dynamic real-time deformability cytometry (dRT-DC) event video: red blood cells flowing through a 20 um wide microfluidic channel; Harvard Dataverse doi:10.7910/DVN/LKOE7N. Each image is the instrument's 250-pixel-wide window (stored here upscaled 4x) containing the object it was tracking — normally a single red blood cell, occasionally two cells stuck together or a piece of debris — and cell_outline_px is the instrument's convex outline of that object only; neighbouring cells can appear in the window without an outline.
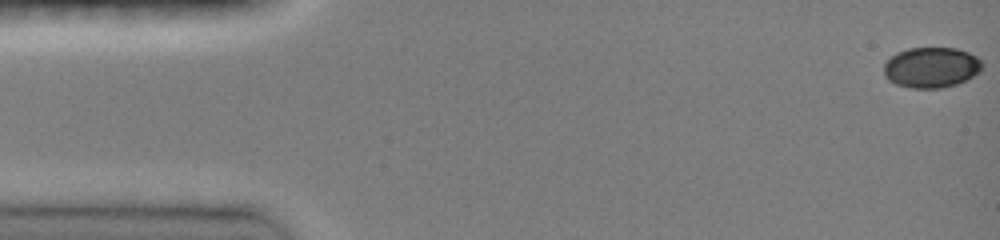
{"species": "common noctule bat (a hibernating species)", "species_latin": "Nyctalus noctula", "temperature_condition": "room temperature", "stored_images_in_passage": 47, "camera_frame_rate_fps": 3000, "um_per_image_px": 0.085, "animal": {"sex": "female", "body_mass_g": 19.0, "forearm_length_mm": 51.5}, "frame": {"image": 1, "passage_image": 1, "time_ms": 0.0, "image_size_px": [1000, 240], "cell_outline_px": [[984, 64], [980, 72], [956, 84], [940, 88], [912, 88], [896, 84], [888, 80], [884, 76], [884, 64], [896, 52], [908, 48], [956, 48], [968, 52], [976, 56]], "centroid_in_image_um": [79.15, 5.72], "position_along_channel_um": 5.8, "area_um2": 23.24}}
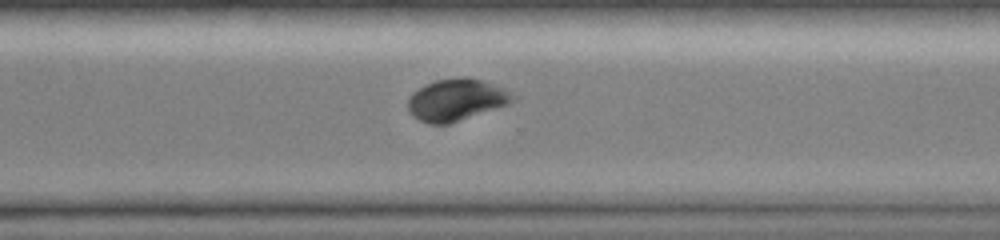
{"frame": {"image": 2, "passage_image": 34, "time_ms": 11.0, "image_size_px": [1000, 240], "cell_outline_px": [[516, 100], [508, 104], [448, 124], [428, 124], [412, 116], [408, 112], [408, 100], [412, 92], [436, 80], [464, 76], [480, 80], [504, 88], [516, 96]], "centroid_in_image_um": [38.77, 8.49], "position_along_channel_um": 331.8, "area_um2": 25.37}}
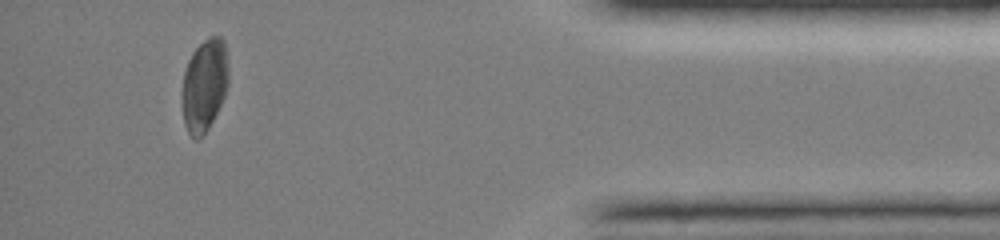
{"frame": {"image": 3, "passage_image": 43, "time_ms": 14.0, "image_size_px": [1000, 240], "cell_outline_px": [[228, 84], [224, 96], [208, 128], [200, 140], [196, 140], [188, 132], [184, 124], [180, 100], [180, 92], [184, 72], [188, 60], [192, 52], [208, 36], [220, 36], [224, 40], [228, 68]], "centroid_in_image_um": [17.33, 7.25], "position_along_channel_um": 417.9, "area_um2": 25.37}, "authors_computed_cell_mechanics": {"area_um2": 25.432, "velocity_mm_per_s": 4.1204, "shape_relaxation_time_tau1_ms": 3.3304, "shape_relaxation_time_tau2_ms": 8.266, "deformation_change_tau1": 0.1031, "deformation_change_tau2": 0.0625}}